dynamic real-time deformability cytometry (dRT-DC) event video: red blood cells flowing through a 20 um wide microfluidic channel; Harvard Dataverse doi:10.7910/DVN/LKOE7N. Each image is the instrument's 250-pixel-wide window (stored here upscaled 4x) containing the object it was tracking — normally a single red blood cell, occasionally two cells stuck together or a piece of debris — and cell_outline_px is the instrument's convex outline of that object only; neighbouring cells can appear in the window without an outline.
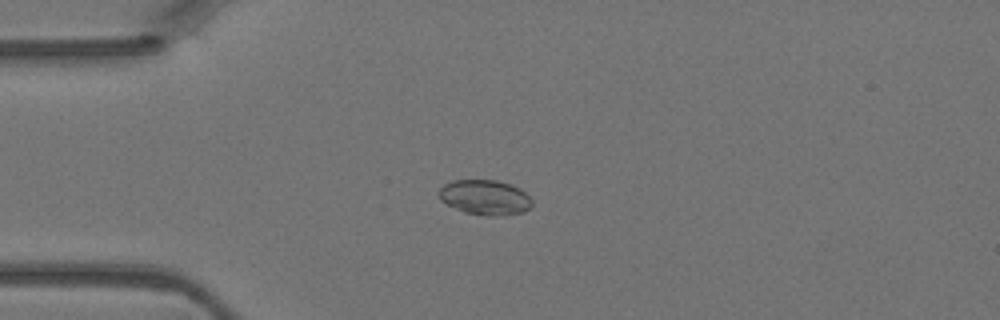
{"species": "Egyptian fruit bat (a non-hibernating species)", "species_latin": "Rousettus aegyptiacus", "temperature_condition": "warm", "stored_images_in_passage": 32, "camera_frame_rate_fps": 3000, "um_per_image_px": 0.085, "animal": {"sex": "female"}, "frame": {"image": 1, "passage_image": 11, "time_ms": 3.333, "image_size_px": [1000, 320], "cell_outline_px": [[532, 204], [524, 212], [504, 216], [488, 216], [464, 212], [440, 200], [436, 192], [444, 184], [452, 180], [496, 180], [512, 184], [520, 188], [532, 200]], "centroid_in_image_um": [41.21, 16.77], "position_along_channel_um": 43.8, "area_um2": 19.19}}
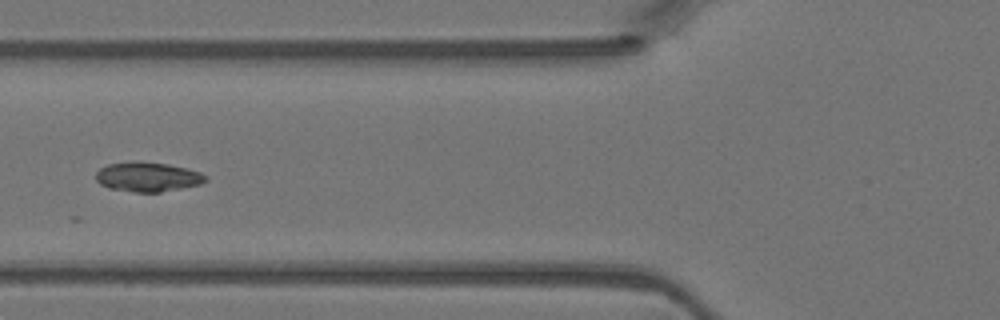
{"frame": {"image": 2, "passage_image": 17, "time_ms": 5.333, "image_size_px": [1000, 320], "cell_outline_px": [[208, 180], [200, 184], [160, 192], [136, 192], [108, 188], [100, 184], [96, 180], [96, 172], [100, 168], [108, 164], [132, 160], [168, 164], [200, 172], [208, 176]], "centroid_in_image_um": [12.53, 15.02], "position_along_channel_um": 113.3, "area_um2": 18.96}}
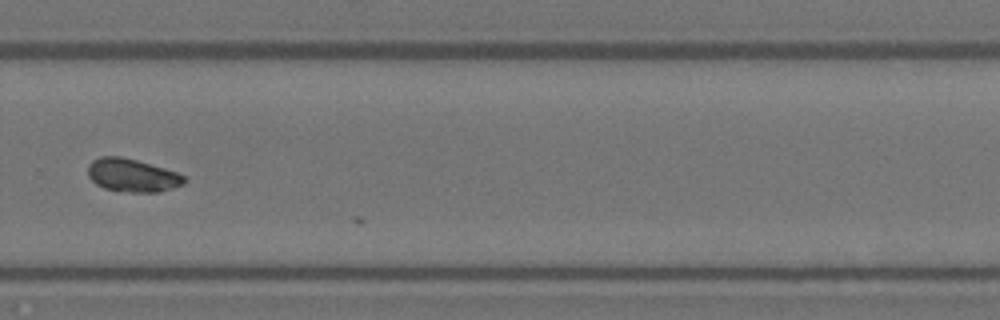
{"frame": {"image": 3, "passage_image": 31, "time_ms": 10.0, "image_size_px": [1000, 320], "cell_outline_px": [[188, 180], [184, 184], [160, 192], [132, 192], [104, 188], [96, 184], [88, 176], [88, 164], [92, 160], [100, 156], [120, 156], [136, 160], [164, 168], [176, 172], [184, 176]], "centroid_in_image_um": [11.24, 14.9], "position_along_channel_um": 318.6, "area_um2": 18.55}}